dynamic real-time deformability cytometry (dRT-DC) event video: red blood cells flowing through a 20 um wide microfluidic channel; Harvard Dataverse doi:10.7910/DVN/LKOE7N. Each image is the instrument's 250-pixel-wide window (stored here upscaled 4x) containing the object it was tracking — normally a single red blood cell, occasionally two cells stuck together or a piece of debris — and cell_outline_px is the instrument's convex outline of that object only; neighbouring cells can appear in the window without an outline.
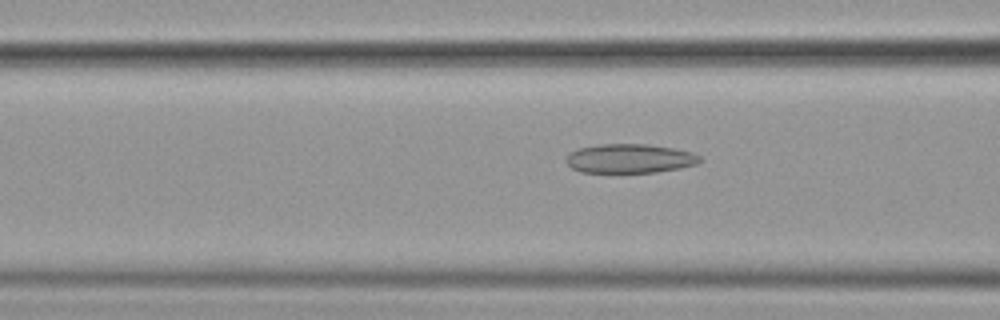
{"species": "common noctule bat (a hibernating species)", "species_latin": "Nyctalus noctula", "temperature_condition": "cold", "stored_images_in_passage": 56, "camera_frame_rate_fps": 3000, "um_per_image_px": 0.085, "animal": {"sex": "female", "body_mass_g": 19.9}, "frame": {"image": 1, "passage_image": 22, "time_ms": 7.0, "image_size_px": [1000, 320], "cell_outline_px": [[704, 160], [696, 164], [680, 168], [656, 172], [580, 172], [572, 168], [564, 160], [568, 152], [580, 148], [600, 144], [648, 144], [676, 148], [692, 152], [700, 156]], "centroid_in_image_um": [53.54, 13.47], "position_along_channel_um": 113.1, "area_um2": 22.89}}
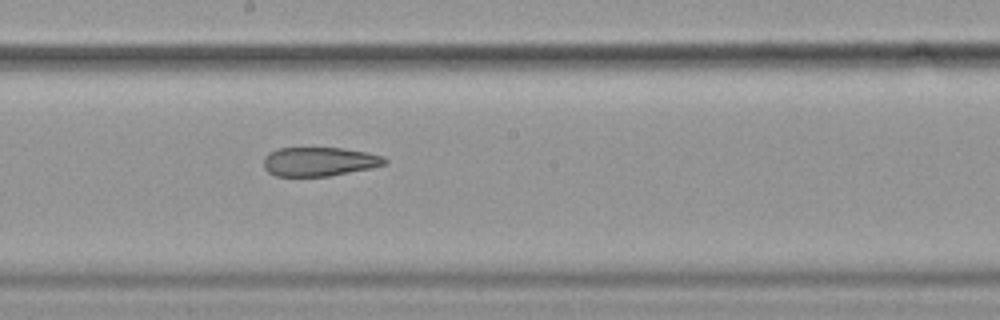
{"frame": {"image": 2, "passage_image": 31, "time_ms": 10.0, "image_size_px": [1000, 320], "cell_outline_px": [[388, 164], [372, 168], [328, 176], [276, 176], [268, 172], [264, 168], [264, 156], [268, 152], [280, 148], [344, 148], [368, 152], [384, 156], [388, 160]], "centroid_in_image_um": [27.17, 13.73], "position_along_channel_um": 221.0, "area_um2": 20.69}}
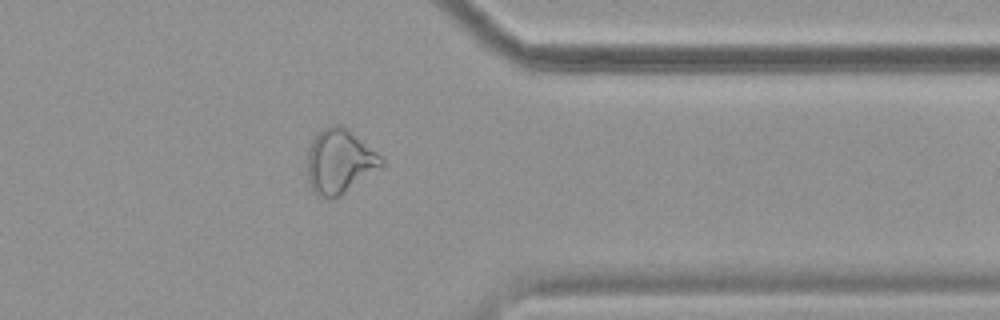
{"frame": {"image": 3, "passage_image": 45, "time_ms": 14.667, "image_size_px": [1000, 320], "cell_outline_px": [[384, 164], [340, 196], [332, 200], [320, 196], [312, 192], [308, 184], [308, 148], [312, 140], [324, 128], [332, 124], [344, 124], [376, 152], [384, 160]], "centroid_in_image_um": [28.83, 13.72], "position_along_channel_um": 382.6, "area_um2": 27.74}, "authors_computed_cell_mechanics": {"area_um2": 25.3742, "velocity_mm_per_s": 3.6026, "shape_relaxation_time_tau1_ms": null, "shape_relaxation_time_tau2_ms": 4.8897, "deformation_change_tau1": null, "deformation_change_tau2": 0.1336}}